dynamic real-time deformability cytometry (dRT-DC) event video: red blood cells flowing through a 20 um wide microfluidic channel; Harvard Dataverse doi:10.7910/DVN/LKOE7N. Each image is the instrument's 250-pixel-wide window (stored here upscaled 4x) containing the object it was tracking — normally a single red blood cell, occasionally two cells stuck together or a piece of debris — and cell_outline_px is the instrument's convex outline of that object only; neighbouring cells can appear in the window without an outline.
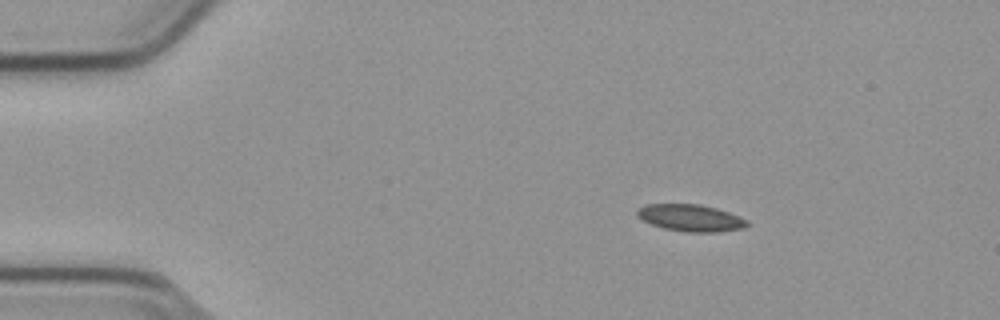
{"species": "common noctule bat (a hibernating species)", "species_latin": "Nyctalus noctula", "temperature_condition": "cold", "stored_images_in_passage": 46, "camera_frame_rate_fps": 3000, "um_per_image_px": 0.085, "animal": {"sex": "male", "body_mass_g": 23.1, "forearm_length_mm": 52.7}, "frame": {"image": 1, "passage_image": 1, "time_ms": 0.0, "image_size_px": [1000, 320], "cell_outline_px": [[752, 224], [744, 228], [720, 232], [684, 232], [664, 228], [652, 224], [636, 216], [636, 212], [640, 208], [648, 204], [700, 204], [716, 208], [728, 212], [748, 220]], "centroid_in_image_um": [58.76, 18.53], "position_along_channel_um": 26.2, "area_um2": 17.28}}
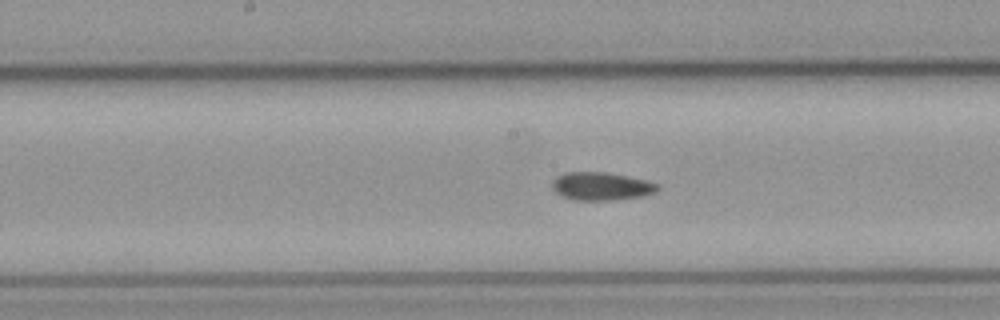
{"frame": {"image": 2, "passage_image": 20, "time_ms": 6.333, "image_size_px": [1000, 320], "cell_outline_px": [[660, 188], [656, 192], [644, 196], [612, 200], [572, 200], [556, 192], [552, 188], [552, 184], [556, 176], [568, 172], [604, 172], [648, 180], [660, 184]], "centroid_in_image_um": [51.16, 15.83], "position_along_channel_um": 197.0, "area_um2": 17.28}}
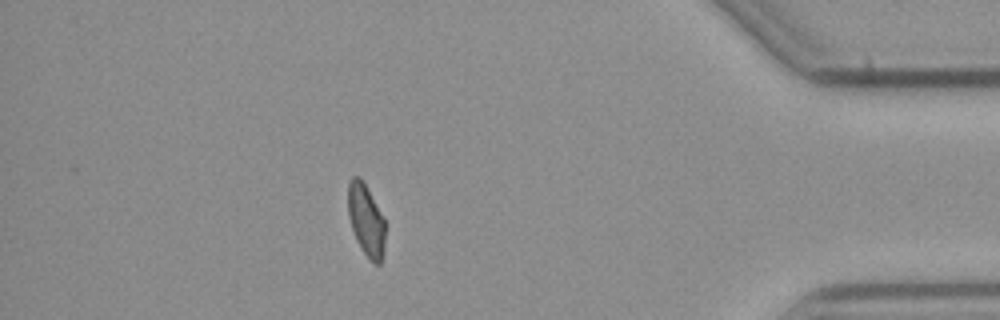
{"frame": {"image": 3, "passage_image": 40, "time_ms": 13.0, "image_size_px": [1000, 320], "cell_outline_px": [[384, 248], [380, 264], [372, 264], [368, 260], [356, 240], [348, 216], [348, 184], [352, 176], [360, 176], [364, 180], [384, 216]], "centroid_in_image_um": [31.11, 18.68], "position_along_channel_um": 404.1, "area_um2": 15.95}, "authors_computed_cell_mechanics": {"area_um2": 16.9643, "velocity_mm_per_s": 3.7884, "shape_relaxation_time_tau1_ms": null, "shape_relaxation_time_tau2_ms": 6.4686, "deformation_change_tau1": null, "deformation_change_tau2": 0.1057}}